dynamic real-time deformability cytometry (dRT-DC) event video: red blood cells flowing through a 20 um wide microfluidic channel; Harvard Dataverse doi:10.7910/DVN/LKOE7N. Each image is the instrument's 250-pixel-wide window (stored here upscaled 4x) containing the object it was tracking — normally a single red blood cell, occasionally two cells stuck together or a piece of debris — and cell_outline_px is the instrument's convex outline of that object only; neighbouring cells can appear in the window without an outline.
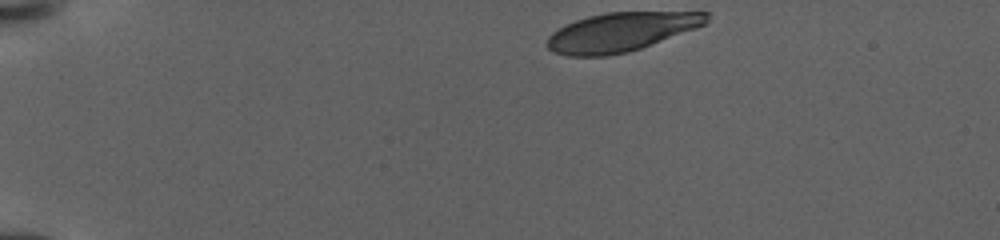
{"species": "human", "species_latin": "Homo sapiens", "temperature_condition": "warm", "stored_images_in_passage": 30, "camera_frame_rate_fps": 3000, "um_per_image_px": 0.085, "donor": {"sex": "female"}, "frame": {"image": 1, "passage_image": 1, "time_ms": 0.0, "image_size_px": [1000, 240], "cell_outline_px": [[708, 20], [704, 24], [696, 28], [640, 48], [628, 52], [608, 56], [568, 56], [552, 52], [544, 44], [548, 36], [552, 32], [576, 20], [588, 16], [604, 12], [708, 12]], "centroid_in_image_um": [52.73, 2.72], "position_along_channel_um": 32.3, "area_um2": 36.01}}